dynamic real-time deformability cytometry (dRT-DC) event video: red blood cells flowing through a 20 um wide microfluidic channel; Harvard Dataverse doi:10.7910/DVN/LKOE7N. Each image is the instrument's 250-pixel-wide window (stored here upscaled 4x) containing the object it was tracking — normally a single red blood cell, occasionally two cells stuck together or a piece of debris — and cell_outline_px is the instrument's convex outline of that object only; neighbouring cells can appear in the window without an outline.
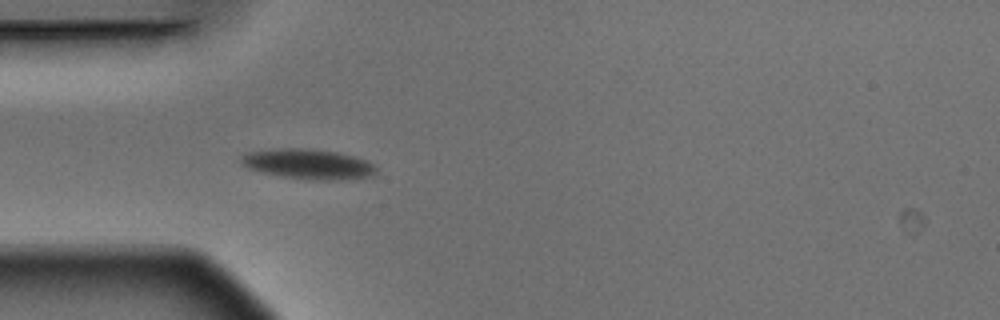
{"species": "Egyptian fruit bat (a non-hibernating species)", "species_latin": "Rousettus aegyptiacus", "temperature_condition": "warm", "stored_images_in_passage": 4, "camera_frame_rate_fps": 3000, "um_per_image_px": 0.085, "animal": {"sex": "male"}, "frame": {"image": 1, "passage_image": 4, "time_ms": 1.0, "image_size_px": [1000, 320], "cell_outline_px": [[376, 176], [336, 180], [312, 180], [280, 176], [248, 168], [240, 164], [240, 156], [248, 152], [280, 148], [312, 148], [336, 152], [368, 160], [376, 168]], "centroid_in_image_um": [26.21, 13.94], "position_along_channel_um": 58.8, "area_um2": 23.81}}